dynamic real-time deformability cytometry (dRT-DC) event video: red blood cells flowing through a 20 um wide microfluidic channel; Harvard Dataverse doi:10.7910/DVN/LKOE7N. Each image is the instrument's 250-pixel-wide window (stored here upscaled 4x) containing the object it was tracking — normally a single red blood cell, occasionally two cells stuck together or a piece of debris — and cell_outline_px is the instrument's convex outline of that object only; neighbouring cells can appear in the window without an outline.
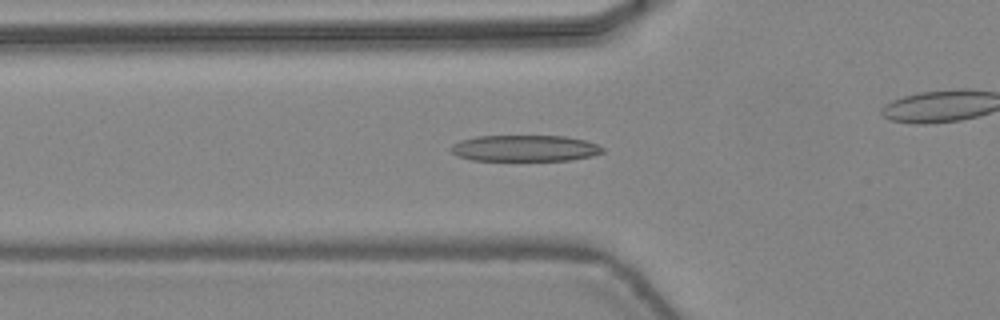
{"species": "common noctule bat (a hibernating species)", "species_latin": "Nyctalus noctula", "temperature_condition": "warm", "stored_images_in_passage": 27, "camera_frame_rate_fps": 3000, "um_per_image_px": 0.085, "animal": {"sex": "female", "body_mass_g": 24.6, "forearm_length_mm": 56.2}, "frame": {"image": 1, "passage_image": 2, "time_ms": 0.333, "image_size_px": [1000, 320], "cell_outline_px": [[604, 152], [592, 156], [572, 160], [472, 160], [456, 156], [448, 148], [452, 144], [460, 140], [476, 136], [564, 136], [584, 140], [596, 144], [604, 148]], "centroid_in_image_um": [44.58, 12.6], "position_along_channel_um": 81.2, "area_um2": 23.29}}
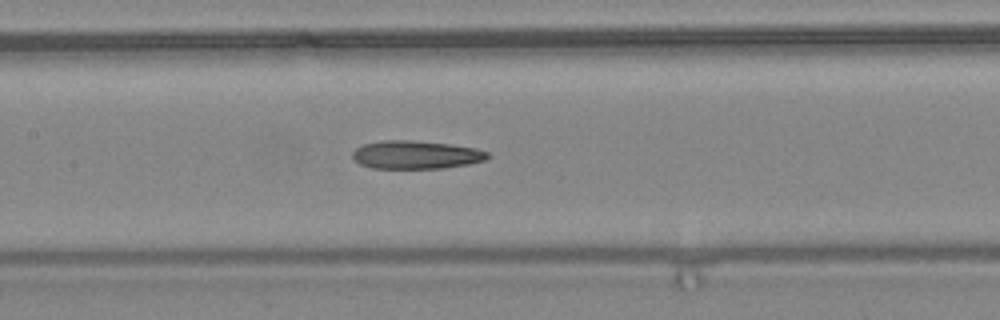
{"frame": {"image": 2, "passage_image": 8, "time_ms": 2.333, "image_size_px": [1000, 320], "cell_outline_px": [[492, 156], [484, 160], [468, 164], [444, 168], [372, 168], [360, 164], [352, 156], [352, 152], [356, 148], [364, 144], [384, 140], [412, 140], [448, 144], [476, 148], [488, 152]], "centroid_in_image_um": [35.37, 13.15], "position_along_channel_um": 172.0, "area_um2": 22.14}}
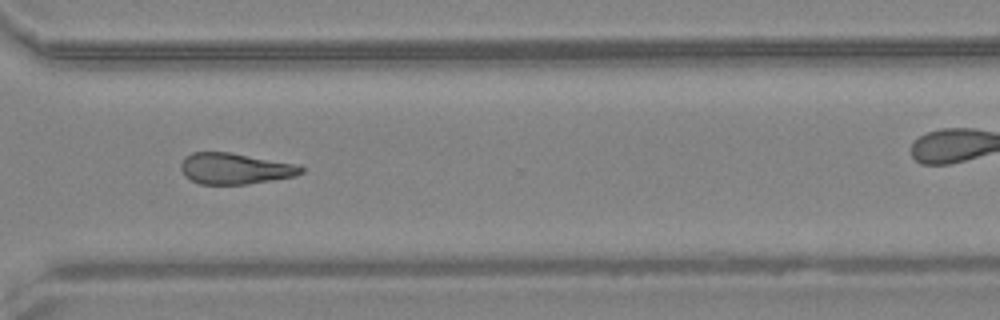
{"frame": {"image": 3, "passage_image": 20, "time_ms": 6.333, "image_size_px": [1000, 320], "cell_outline_px": [[304, 172], [296, 176], [248, 184], [200, 184], [184, 176], [180, 168], [180, 164], [184, 156], [192, 152], [228, 152], [300, 164], [304, 168]], "centroid_in_image_um": [19.99, 14.32], "position_along_channel_um": 350.6, "area_um2": 22.02}, "authors_computed_cell_mechanics": {"area_um2": 21.964, "velocity_mm_per_s": 4.4839, "shape_relaxation_time_tau1_ms": null, "shape_relaxation_time_tau2_ms": 11.3649, "deformation_change_tau1": null, "deformation_change_tau2": 0.3316}}